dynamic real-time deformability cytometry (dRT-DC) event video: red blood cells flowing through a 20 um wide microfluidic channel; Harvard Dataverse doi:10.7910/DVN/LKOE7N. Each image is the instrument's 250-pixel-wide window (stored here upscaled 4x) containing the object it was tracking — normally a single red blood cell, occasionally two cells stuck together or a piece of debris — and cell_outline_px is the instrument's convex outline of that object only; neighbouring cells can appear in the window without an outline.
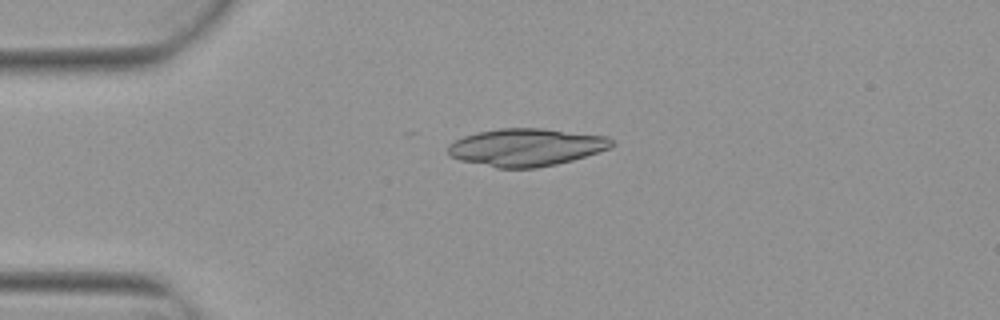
{"species": "Egyptian fruit bat (a non-hibernating species)", "species_latin": "Rousettus aegyptiacus", "temperature_condition": "warm", "stored_images_in_passage": 5, "camera_frame_rate_fps": 3000, "um_per_image_px": 0.085, "animal": {"sex": "female"}, "frame": {"image": 1, "passage_image": 1, "time_ms": 0.0, "image_size_px": [1000, 320], "cell_outline_px": [[616, 144], [608, 148], [572, 160], [556, 164], [536, 168], [496, 168], [460, 160], [452, 156], [448, 152], [448, 144], [464, 136], [476, 132], [500, 128], [544, 128], [608, 136]], "centroid_in_image_um": [44.72, 12.51], "position_along_channel_um": 40.3, "area_um2": 35.84}}
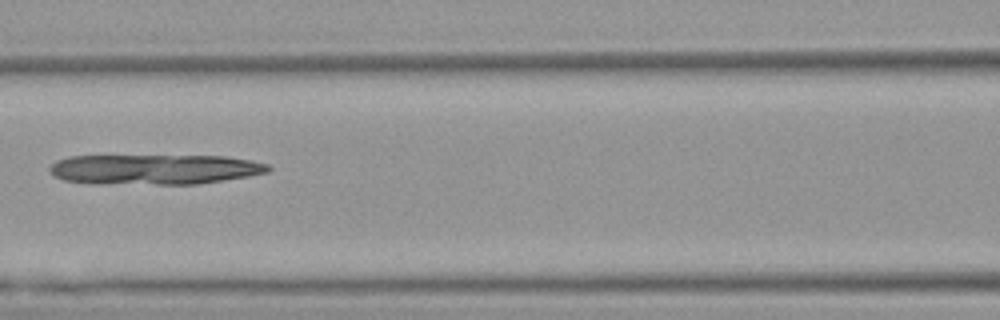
{"frame": {"image": 2, "passage_image": 4, "time_ms": 1.0, "image_size_px": [1000, 320], "cell_outline_px": [[272, 168], [268, 172], [248, 176], [200, 184], [156, 184], [64, 180], [56, 176], [48, 168], [56, 160], [68, 156], [224, 156], [252, 160], [268, 164]], "centroid_in_image_um": [13.24, 14.37], "position_along_channel_um": 153.4, "area_um2": 37.69}}